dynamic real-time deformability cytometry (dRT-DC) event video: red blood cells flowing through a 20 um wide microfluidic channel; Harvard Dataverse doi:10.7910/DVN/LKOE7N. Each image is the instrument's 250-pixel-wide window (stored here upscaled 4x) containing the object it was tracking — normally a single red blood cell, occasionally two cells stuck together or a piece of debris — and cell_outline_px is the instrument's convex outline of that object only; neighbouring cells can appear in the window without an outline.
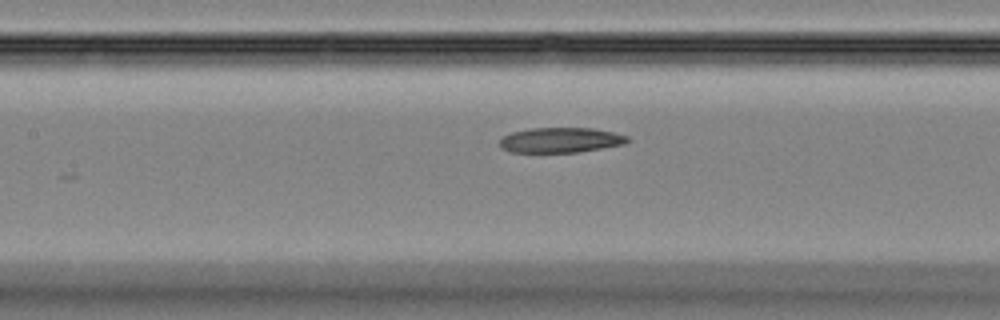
{"species": "Egyptian fruit bat (a non-hibernating species)", "species_latin": "Rousettus aegyptiacus", "temperature_condition": "room temperature", "stored_images_in_passage": 48, "camera_frame_rate_fps": 3000, "um_per_image_px": 0.085, "animal": {"sex": "female"}, "frame": {"image": 1, "passage_image": 22, "time_ms": 7.0, "image_size_px": [1000, 320], "cell_outline_px": [[632, 140], [624, 144], [576, 152], [508, 152], [500, 148], [500, 140], [504, 136], [512, 132], [532, 128], [592, 128], [612, 132], [628, 136]], "centroid_in_image_um": [47.64, 11.91], "position_along_channel_um": 159.8, "area_um2": 18.61}}
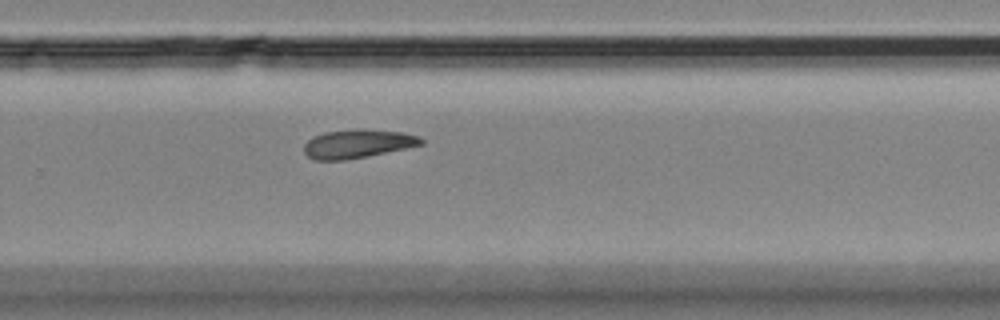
{"frame": {"image": 2, "passage_image": 32, "time_ms": 10.333, "image_size_px": [1000, 320], "cell_outline_px": [[424, 144], [368, 156], [344, 160], [312, 160], [304, 152], [304, 144], [308, 140], [324, 132], [356, 128], [364, 128], [400, 132], [420, 136], [424, 140]], "centroid_in_image_um": [30.4, 12.21], "position_along_channel_um": 299.4, "area_um2": 19.65}}
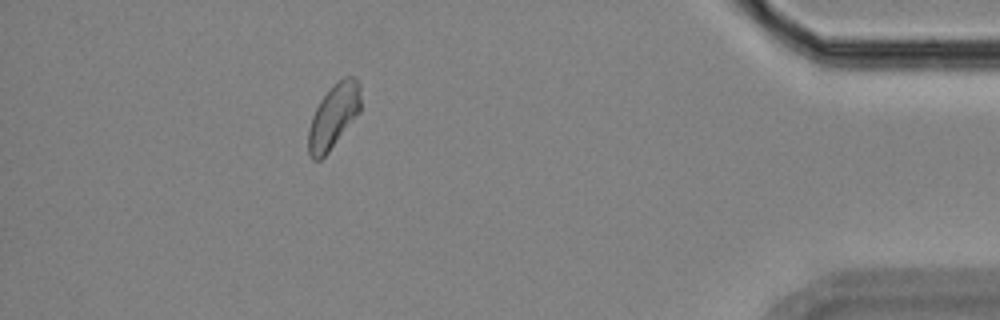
{"frame": {"image": 3, "passage_image": 43, "time_ms": 14.0, "image_size_px": [1000, 320], "cell_outline_px": [[360, 112], [328, 152], [320, 160], [312, 160], [308, 152], [308, 128], [312, 116], [320, 100], [344, 76], [356, 76], [360, 84]], "centroid_in_image_um": [28.35, 9.89], "position_along_channel_um": 406.8, "area_um2": 19.36}}